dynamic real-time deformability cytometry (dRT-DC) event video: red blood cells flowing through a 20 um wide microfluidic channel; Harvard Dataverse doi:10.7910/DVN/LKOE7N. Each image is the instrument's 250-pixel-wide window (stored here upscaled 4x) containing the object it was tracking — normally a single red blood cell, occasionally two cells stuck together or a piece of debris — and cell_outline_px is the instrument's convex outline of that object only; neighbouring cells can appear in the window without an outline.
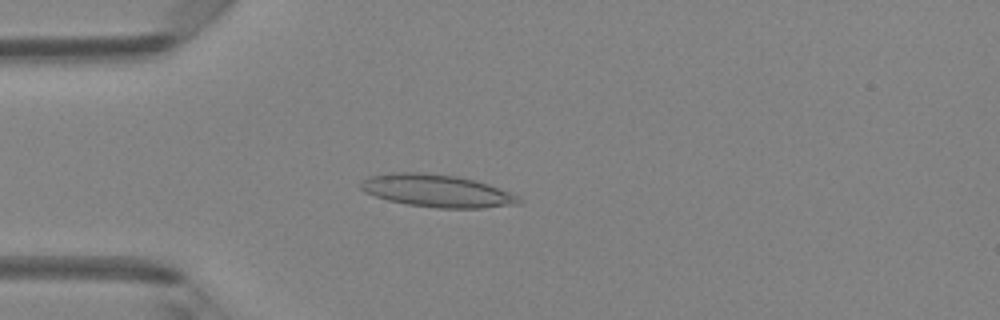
{"species": "Egyptian fruit bat (a non-hibernating species)", "species_latin": "Rousettus aegyptiacus", "temperature_condition": "room temperature", "stored_images_in_passage": 48, "camera_frame_rate_fps": 3000, "um_per_image_px": 0.085, "animal": {"sex": "female"}, "frame": {"image": 1, "passage_image": 13, "time_ms": 4.0, "image_size_px": [1000, 320], "cell_outline_px": [[524, 200], [520, 204], [484, 208], [436, 208], [408, 204], [388, 200], [364, 192], [360, 188], [360, 184], [368, 176], [388, 172], [420, 172], [456, 176], [476, 180], [488, 184], [520, 196]], "centroid_in_image_um": [37.16, 16.22], "position_along_channel_um": 47.8, "area_um2": 30.17}}
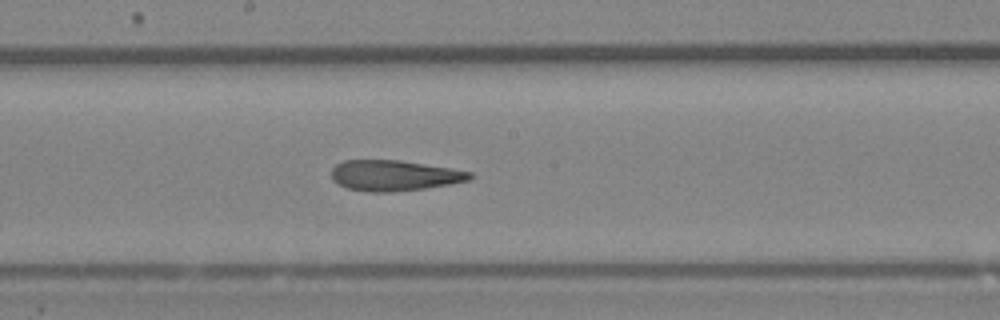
{"frame": {"image": 2, "passage_image": 26, "time_ms": 8.333, "image_size_px": [1000, 320], "cell_outline_px": [[476, 176], [472, 180], [452, 184], [424, 188], [392, 192], [368, 192], [348, 188], [332, 180], [332, 168], [336, 164], [344, 160], [400, 160], [452, 168], [472, 172]], "centroid_in_image_um": [33.57, 14.91], "position_along_channel_um": 214.6, "area_um2": 24.91}}
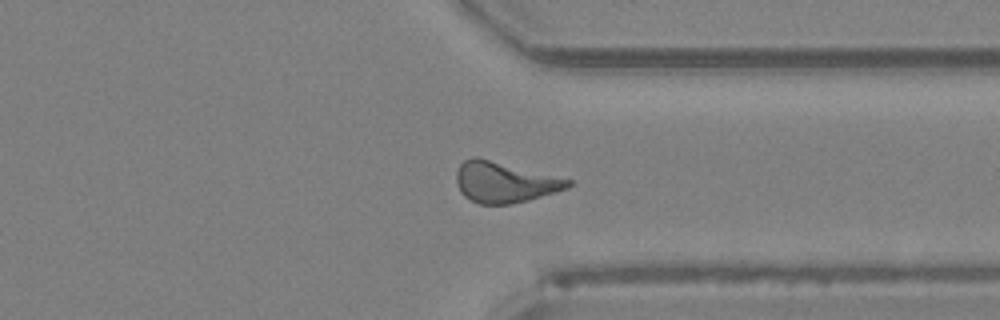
{"frame": {"image": 3, "passage_image": 37, "time_ms": 12.0, "image_size_px": [1000, 320], "cell_outline_px": [[572, 184], [568, 188], [528, 200], [512, 204], [480, 204], [464, 196], [460, 192], [456, 184], [456, 172], [460, 164], [464, 160], [472, 156], [476, 156], [572, 180]], "centroid_in_image_um": [42.85, 15.48], "position_along_channel_um": 368.6, "area_um2": 26.41}, "authors_computed_cell_mechanics": {"area_um2": 25.8944, "velocity_mm_per_s": 4.2059, "shape_relaxation_time_tau1_ms": null, "shape_relaxation_time_tau2_ms": 5.6614, "deformation_change_tau1": null, "deformation_change_tau2": 0.168}}